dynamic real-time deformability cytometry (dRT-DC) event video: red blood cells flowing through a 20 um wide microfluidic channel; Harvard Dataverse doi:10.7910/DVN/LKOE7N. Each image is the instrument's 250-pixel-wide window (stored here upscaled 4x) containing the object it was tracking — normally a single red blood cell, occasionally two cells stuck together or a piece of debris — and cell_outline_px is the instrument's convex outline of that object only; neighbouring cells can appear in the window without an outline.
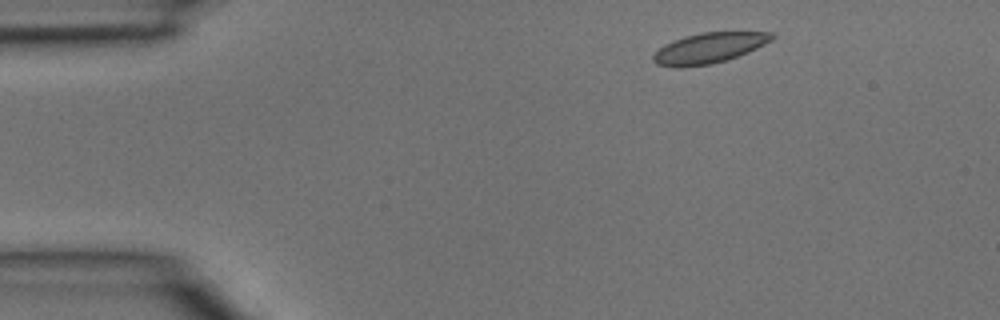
{"species": "common noctule bat (a hibernating species)", "species_latin": "Nyctalus noctula", "temperature_condition": "room temperature", "stored_images_in_passage": 3, "camera_frame_rate_fps": 3000, "um_per_image_px": 0.085, "animal": {"sex": "male", "body_mass_g": 15.6}, "frame": {"image": 1, "passage_image": 1, "time_ms": 0.0, "image_size_px": [1000, 320], "cell_outline_px": [[776, 36], [772, 40], [748, 52], [712, 64], [676, 68], [672, 68], [656, 64], [652, 60], [652, 56], [664, 44], [684, 36], [700, 32], [772, 32]], "centroid_in_image_um": [60.23, 4.08], "position_along_channel_um": 24.8, "area_um2": 21.04}}
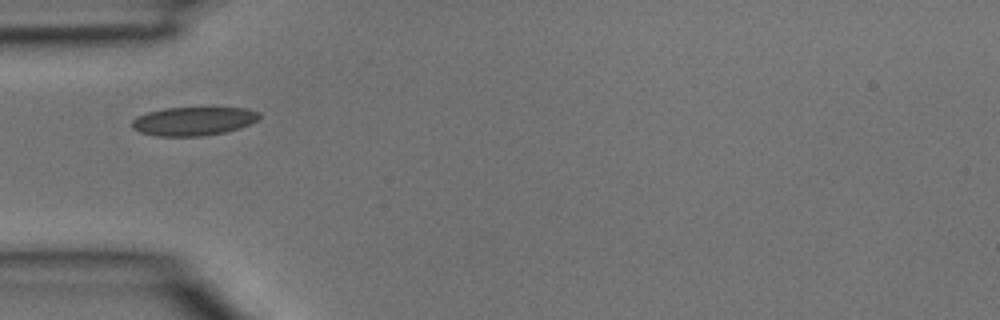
{"frame": {"image": 2, "passage_image": 3, "time_ms": 0.667, "image_size_px": [1000, 320], "cell_outline_px": [[260, 120], [240, 128], [224, 132], [204, 136], [156, 136], [140, 132], [132, 128], [132, 120], [136, 116], [148, 112], [164, 108], [248, 108], [260, 112]], "centroid_in_image_um": [16.47, 10.3], "position_along_channel_um": 68.5, "area_um2": 21.39}}